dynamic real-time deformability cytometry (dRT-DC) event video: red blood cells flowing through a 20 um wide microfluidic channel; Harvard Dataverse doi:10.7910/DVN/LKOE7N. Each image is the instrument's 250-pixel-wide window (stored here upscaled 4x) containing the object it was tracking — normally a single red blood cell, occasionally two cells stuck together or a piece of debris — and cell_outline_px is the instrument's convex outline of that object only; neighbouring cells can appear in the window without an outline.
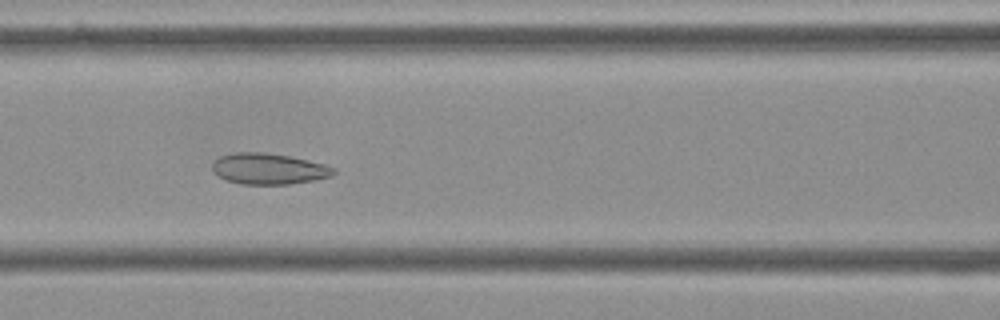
{"species": "Egyptian fruit bat (a non-hibernating species)", "species_latin": "Rousettus aegyptiacus", "temperature_condition": "cold", "stored_images_in_passage": 53, "camera_frame_rate_fps": 3000, "um_per_image_px": 0.085, "frame": {"image": 1, "passage_image": 21, "time_ms": 6.667, "image_size_px": [1000, 320], "cell_outline_px": [[336, 172], [332, 176], [316, 180], [288, 184], [240, 184], [216, 176], [212, 172], [212, 164], [220, 156], [236, 152], [264, 152], [288, 156], [308, 160], [324, 164], [336, 168]], "centroid_in_image_um": [22.84, 14.35], "position_along_channel_um": 143.8, "area_um2": 22.02}}
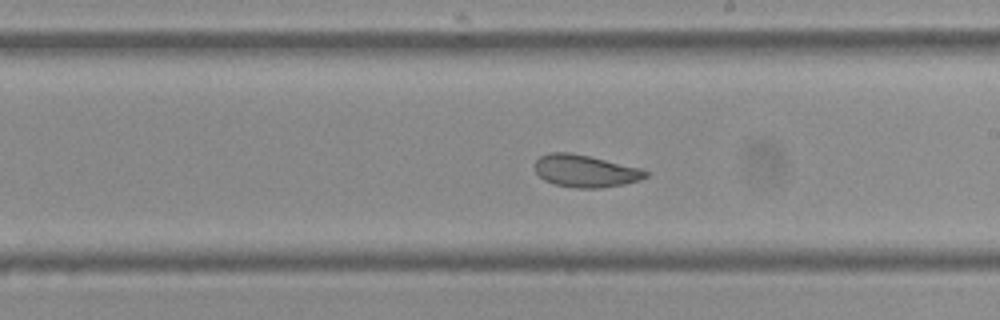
{"frame": {"image": 2, "passage_image": 29, "time_ms": 9.333, "image_size_px": [1000, 320], "cell_outline_px": [[648, 176], [640, 180], [624, 184], [600, 188], [576, 188], [556, 184], [544, 180], [536, 172], [536, 160], [540, 156], [548, 152], [572, 152], [640, 168], [648, 172]], "centroid_in_image_um": [49.75, 14.53], "position_along_channel_um": 239.2, "area_um2": 20.75}}
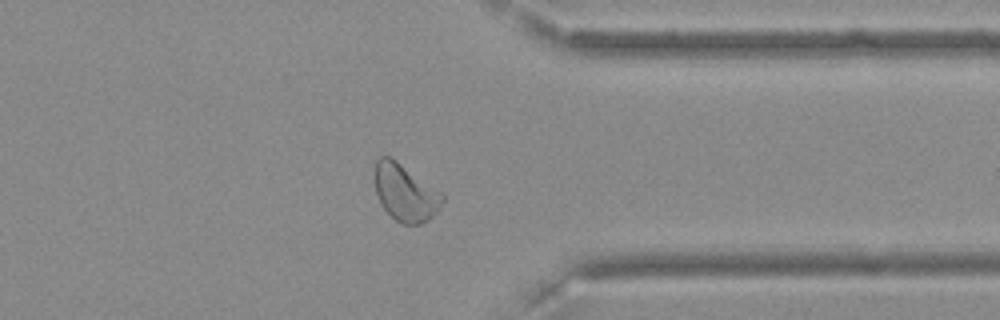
{"frame": {"image": 3, "passage_image": 41, "time_ms": 13.333, "image_size_px": [1000, 320], "cell_outline_px": [[444, 200], [436, 212], [428, 220], [420, 224], [404, 224], [396, 220], [380, 204], [376, 192], [372, 176], [376, 160], [380, 156], [392, 156], [444, 192]], "centroid_in_image_um": [34.44, 16.31], "position_along_channel_um": 377.0, "area_um2": 23.18}, "authors_computed_cell_mechanics": {"area_um2": 23.1778, "velocity_mm_per_s": 3.595, "shape_relaxation_time_tau1_ms": null, "shape_relaxation_time_tau2_ms": 1.5258, "deformation_change_tau1": null, "deformation_change_tau2": 0.0785}}